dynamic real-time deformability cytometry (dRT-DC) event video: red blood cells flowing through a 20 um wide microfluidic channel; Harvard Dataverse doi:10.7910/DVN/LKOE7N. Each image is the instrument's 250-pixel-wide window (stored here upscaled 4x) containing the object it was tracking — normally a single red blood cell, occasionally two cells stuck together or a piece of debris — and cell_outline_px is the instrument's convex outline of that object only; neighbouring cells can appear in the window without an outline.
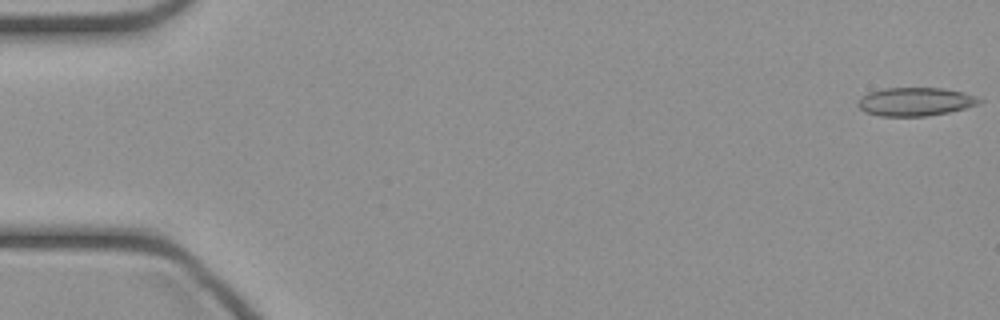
{"species": "common noctule bat (a hibernating species)", "species_latin": "Nyctalus noctula", "temperature_condition": "cold", "stored_images_in_passage": 47, "camera_frame_rate_fps": 3000, "um_per_image_px": 0.085, "animal": {"sex": "female", "body_mass_g": 21.9}, "frame": {"image": 1, "passage_image": 1, "time_ms": 0.0, "image_size_px": [1000, 320], "cell_outline_px": [[984, 100], [980, 104], [948, 112], [924, 116], [880, 116], [864, 112], [856, 104], [868, 92], [884, 88], [944, 88], [964, 92]], "centroid_in_image_um": [77.81, 8.64], "position_along_channel_um": 7.2, "area_um2": 20.06}}
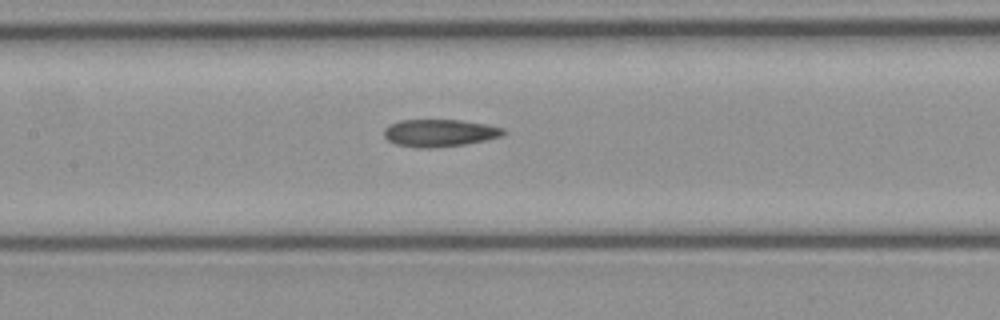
{"frame": {"image": 2, "passage_image": 22, "time_ms": 7.0, "image_size_px": [1000, 320], "cell_outline_px": [[504, 136], [464, 144], [436, 148], [416, 148], [396, 144], [388, 140], [384, 136], [384, 128], [388, 124], [400, 120], [460, 120], [488, 124], [504, 128]], "centroid_in_image_um": [37.35, 11.3], "position_along_channel_um": 170.1, "area_um2": 19.19}}
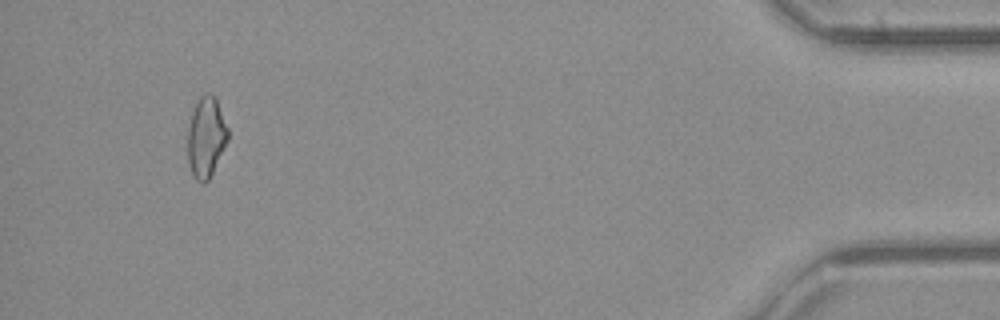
{"frame": {"image": 3, "passage_image": 44, "time_ms": 14.333, "image_size_px": [1000, 320], "cell_outline_px": [[228, 140], [208, 180], [204, 184], [196, 180], [188, 164], [188, 128], [192, 112], [200, 96], [208, 92], [216, 96], [228, 128]], "centroid_in_image_um": [17.52, 11.63], "position_along_channel_um": 417.7, "area_um2": 18.79}}